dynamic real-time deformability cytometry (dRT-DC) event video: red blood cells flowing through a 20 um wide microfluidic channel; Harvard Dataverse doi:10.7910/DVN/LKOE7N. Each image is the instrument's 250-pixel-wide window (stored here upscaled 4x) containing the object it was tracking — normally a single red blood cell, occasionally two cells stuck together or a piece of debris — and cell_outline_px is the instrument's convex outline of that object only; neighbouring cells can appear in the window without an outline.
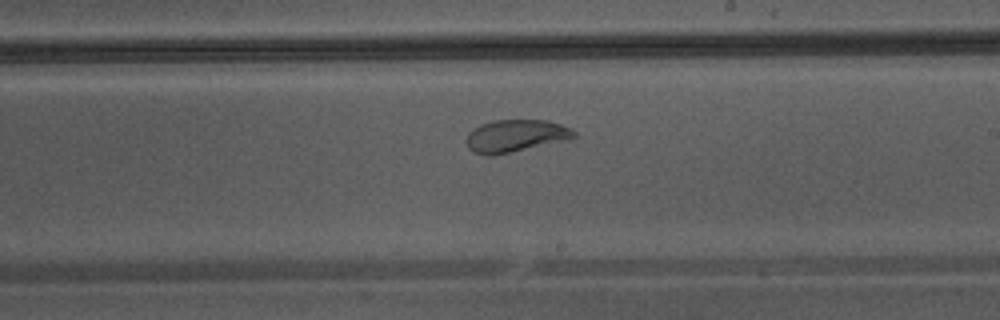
{"species": "Egyptian fruit bat (a non-hibernating species)", "species_latin": "Rousettus aegyptiacus", "temperature_condition": "warm", "stored_images_in_passage": 32, "camera_frame_rate_fps": 3000, "um_per_image_px": 0.085, "animal": {"sex": "male"}, "frame": {"image": 1, "passage_image": 14, "time_ms": 4.333, "image_size_px": [1000, 320], "cell_outline_px": [[576, 136], [568, 140], [492, 156], [488, 156], [472, 152], [468, 148], [468, 132], [472, 128], [480, 124], [496, 120], [548, 120], [572, 128], [576, 132]], "centroid_in_image_um": [43.84, 11.55], "position_along_channel_um": 245.2, "area_um2": 20.4}}